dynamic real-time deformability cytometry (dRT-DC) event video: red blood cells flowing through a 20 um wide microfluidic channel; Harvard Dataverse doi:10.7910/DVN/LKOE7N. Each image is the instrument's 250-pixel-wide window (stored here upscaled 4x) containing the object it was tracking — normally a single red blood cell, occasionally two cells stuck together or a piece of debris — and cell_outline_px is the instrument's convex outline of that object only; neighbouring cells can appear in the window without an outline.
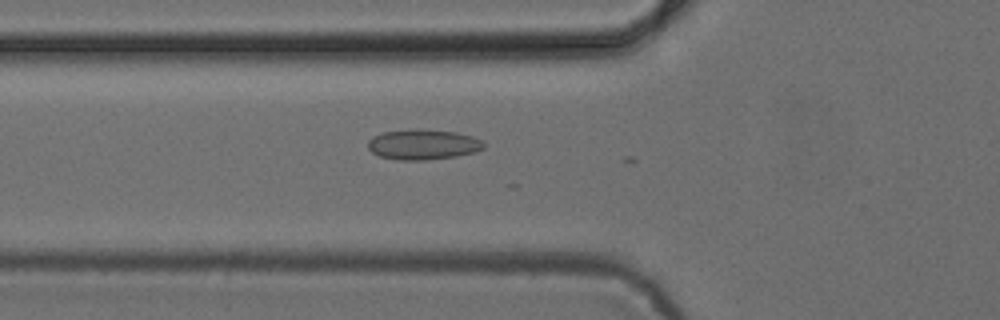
{"species": "common noctule bat (a hibernating species)", "species_latin": "Nyctalus noctula", "temperature_condition": "cold", "stored_images_in_passage": 17, "camera_frame_rate_fps": 3000, "um_per_image_px": 0.085, "animal": {"sex": "female", "body_mass_g": 24.6, "forearm_length_mm": 56.2}, "frame": {"image": 1, "passage_image": 3, "time_ms": 0.667, "image_size_px": [1000, 320], "cell_outline_px": [[484, 148], [476, 152], [456, 156], [424, 160], [396, 160], [380, 156], [372, 152], [368, 148], [368, 140], [372, 136], [384, 132], [456, 132], [472, 136], [480, 140], [484, 144]], "centroid_in_image_um": [35.96, 12.34], "position_along_channel_um": 89.8, "area_um2": 19.48}}
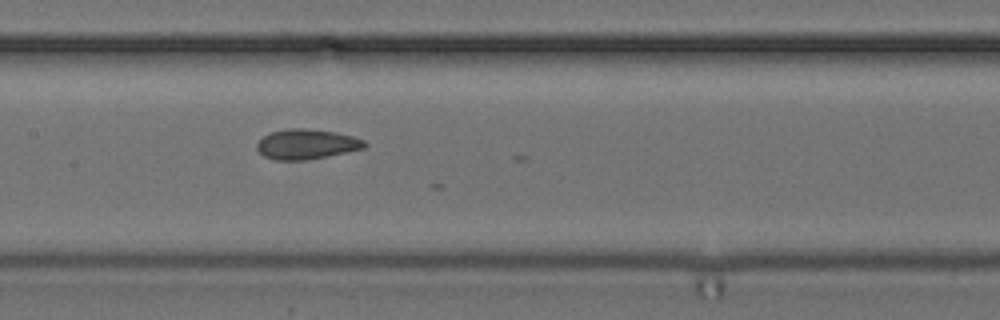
{"frame": {"image": 2, "passage_image": 10, "time_ms": 3.0, "image_size_px": [1000, 320], "cell_outline_px": [[368, 144], [364, 148], [304, 160], [276, 160], [264, 156], [256, 148], [256, 144], [264, 136], [272, 132], [288, 128], [304, 128], [336, 132], [352, 136], [364, 140]], "centroid_in_image_um": [26.04, 12.24], "position_along_channel_um": 181.4, "area_um2": 18.55}}
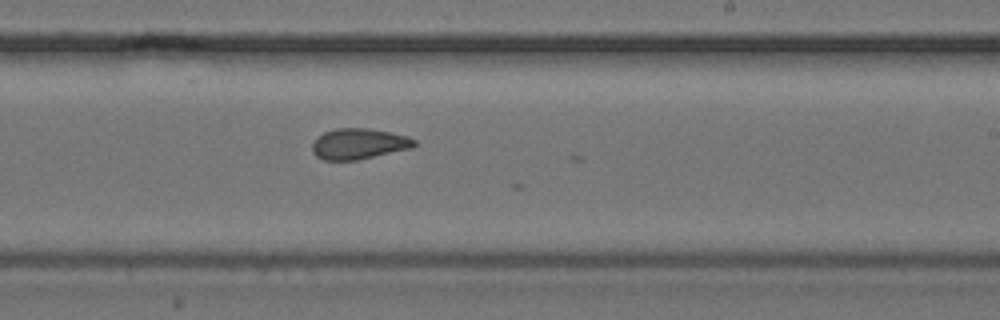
{"frame": {"image": 3, "passage_image": 16, "time_ms": 5.0, "image_size_px": [1000, 320], "cell_outline_px": [[416, 144], [412, 148], [356, 160], [324, 160], [316, 156], [312, 152], [312, 144], [324, 132], [336, 128], [368, 128], [408, 136], [416, 140]], "centroid_in_image_um": [30.5, 12.22], "position_along_channel_um": 258.5, "area_um2": 18.15}}